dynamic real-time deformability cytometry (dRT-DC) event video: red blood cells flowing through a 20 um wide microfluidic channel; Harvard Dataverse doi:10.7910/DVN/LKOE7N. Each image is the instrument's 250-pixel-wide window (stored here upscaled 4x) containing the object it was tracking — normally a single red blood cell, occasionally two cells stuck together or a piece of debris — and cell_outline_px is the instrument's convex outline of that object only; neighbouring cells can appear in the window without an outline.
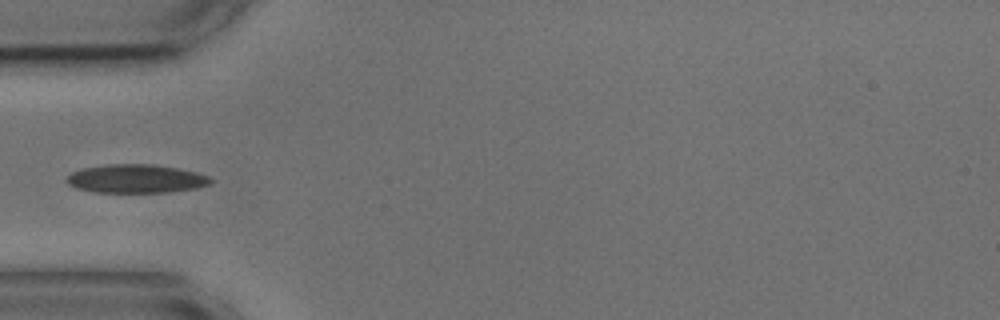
{"species": "common noctule bat (a hibernating species)", "species_latin": "Nyctalus noctula", "temperature_condition": "cold", "stored_images_in_passage": 23, "camera_frame_rate_fps": 3000, "um_per_image_px": 0.085, "animal": {"sex": "male", "body_mass_g": 17.9, "forearm_length_mm": 54.2}, "frame": {"image": 1, "passage_image": 1, "time_ms": 0.0, "image_size_px": [1000, 320], "cell_outline_px": [[212, 184], [196, 188], [168, 192], [92, 192], [76, 188], [68, 184], [64, 180], [72, 172], [84, 168], [104, 164], [152, 164], [176, 168], [196, 172], [208, 176], [212, 180]], "centroid_in_image_um": [11.54, 15.19], "position_along_channel_um": 73.5, "area_um2": 23.99}}
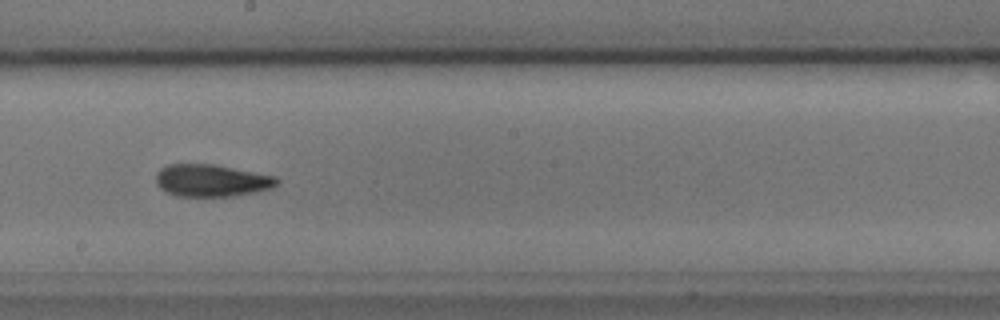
{"frame": {"image": 2, "passage_image": 14, "time_ms": 4.333, "image_size_px": [1000, 320], "cell_outline_px": [[280, 180], [272, 188], [256, 192], [232, 196], [176, 196], [160, 188], [156, 184], [156, 172], [160, 168], [168, 164], [216, 164], [276, 176]], "centroid_in_image_um": [17.98, 15.33], "position_along_channel_um": 230.2, "area_um2": 22.89}}